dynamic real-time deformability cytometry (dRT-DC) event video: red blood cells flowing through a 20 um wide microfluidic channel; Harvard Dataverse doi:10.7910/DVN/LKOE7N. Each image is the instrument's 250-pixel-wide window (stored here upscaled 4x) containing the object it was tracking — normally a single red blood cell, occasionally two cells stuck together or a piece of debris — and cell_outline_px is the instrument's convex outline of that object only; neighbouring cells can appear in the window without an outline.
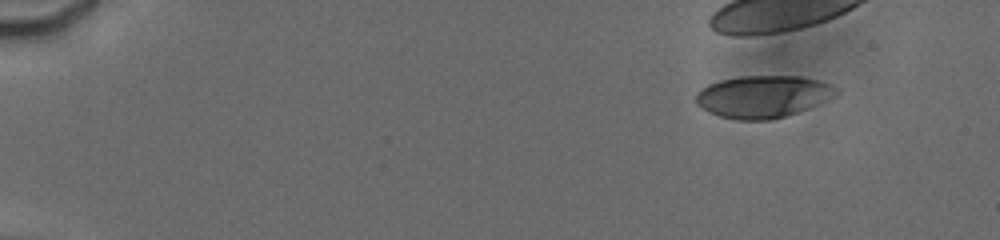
{"species": "human", "species_latin": "Homo sapiens", "temperature_condition": "cold", "stored_images_in_passage": 30, "camera_frame_rate_fps": 3000, "um_per_image_px": 0.085, "donor": {"sex": "male"}, "frame": {"image": 1, "passage_image": 1, "time_ms": 0.0, "image_size_px": [1000, 240], "cell_outline_px": [[840, 92], [820, 104], [800, 112], [768, 120], [736, 120], [720, 116], [708, 112], [700, 108], [696, 104], [696, 92], [700, 88], [708, 84], [720, 80], [740, 76], [800, 76], [816, 80], [840, 88]], "centroid_in_image_um": [64.84, 8.21], "position_along_channel_um": 20.2, "area_um2": 34.8}}